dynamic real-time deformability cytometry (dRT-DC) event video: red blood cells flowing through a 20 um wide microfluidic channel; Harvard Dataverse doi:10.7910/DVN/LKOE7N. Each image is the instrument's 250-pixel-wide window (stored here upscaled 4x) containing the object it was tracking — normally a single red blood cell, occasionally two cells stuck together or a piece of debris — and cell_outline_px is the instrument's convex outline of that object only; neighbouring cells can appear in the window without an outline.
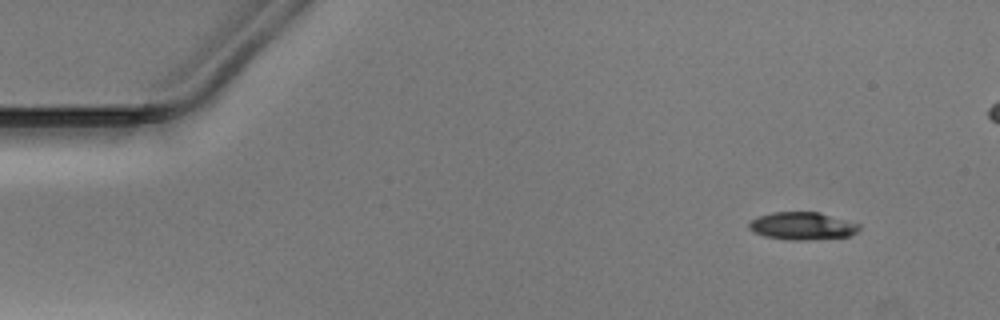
{"species": "Egyptian fruit bat (a non-hibernating species)", "species_latin": "Rousettus aegyptiacus", "temperature_condition": "warm", "stored_images_in_passage": 45, "camera_frame_rate_fps": 3000, "um_per_image_px": 0.085, "animal": {"sex": "male"}, "frame": {"image": 1, "passage_image": 1, "time_ms": 0.0, "image_size_px": [1000, 320], "cell_outline_px": [[860, 228], [856, 232], [848, 236], [808, 240], [792, 240], [764, 236], [752, 232], [748, 228], [748, 224], [752, 220], [760, 216], [772, 212], [820, 212], [860, 224]], "centroid_in_image_um": [68.18, 19.2], "position_along_channel_um": 16.8, "area_um2": 17.69}}
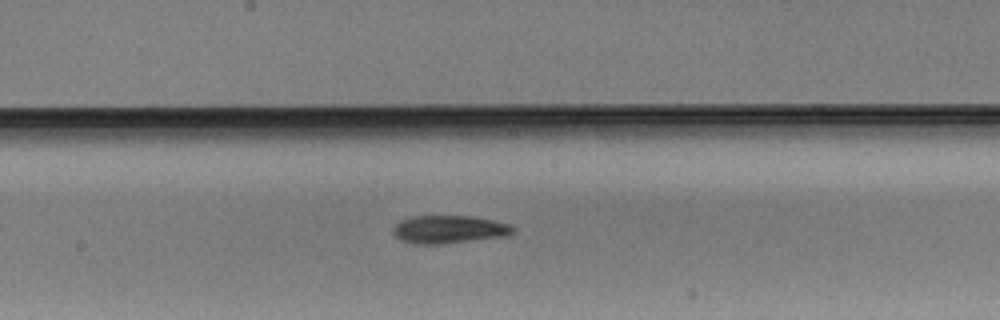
{"frame": {"image": 2, "passage_image": 23, "time_ms": 7.333, "image_size_px": [1000, 320], "cell_outline_px": [[516, 232], [508, 236], [444, 244], [416, 244], [400, 240], [392, 232], [392, 228], [400, 220], [408, 216], [472, 216], [512, 224], [516, 228]], "centroid_in_image_um": [38.2, 19.5], "position_along_channel_um": 210.0, "area_um2": 19.94}}
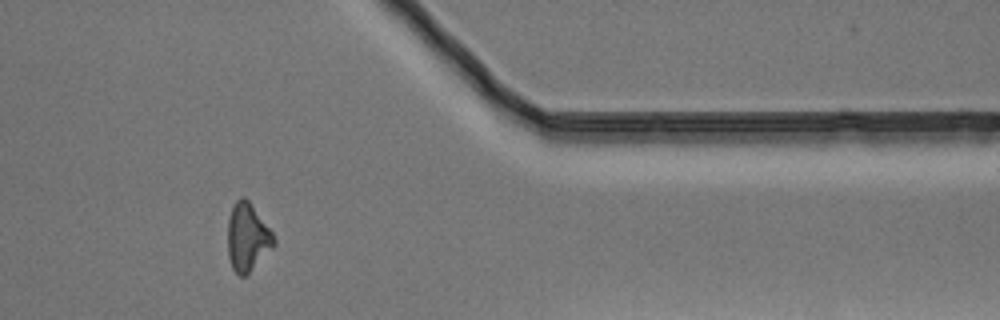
{"frame": {"image": 3, "passage_image": 38, "time_ms": 12.333, "image_size_px": [1000, 320], "cell_outline_px": [[276, 244], [244, 276], [240, 276], [232, 268], [228, 256], [228, 216], [236, 200], [240, 196], [244, 196], [248, 200], [272, 232], [276, 240]], "centroid_in_image_um": [21.02, 20.14], "position_along_channel_um": 390.4, "area_um2": 17.98}}